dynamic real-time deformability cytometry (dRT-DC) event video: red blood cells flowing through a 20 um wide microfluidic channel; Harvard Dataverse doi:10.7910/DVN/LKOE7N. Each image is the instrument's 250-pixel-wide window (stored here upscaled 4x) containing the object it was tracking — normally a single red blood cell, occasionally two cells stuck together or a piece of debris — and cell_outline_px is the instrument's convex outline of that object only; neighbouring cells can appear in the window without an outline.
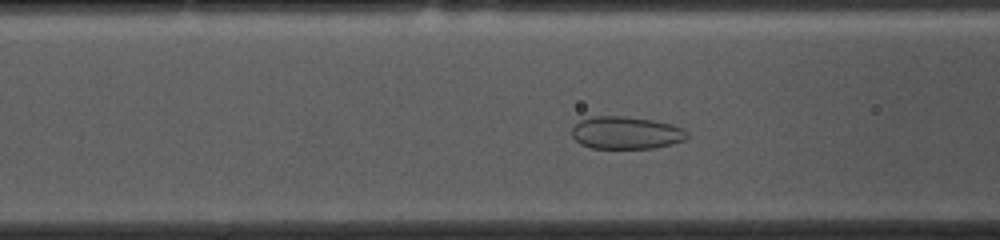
{"species": "common noctule bat (a hibernating species)", "species_latin": "Nyctalus noctula", "temperature_condition": "cold", "stored_images_in_passage": 32, "camera_frame_rate_fps": 3000, "um_per_image_px": 0.085, "animal": {"sex": "female", "body_mass_g": 10.0, "forearm_length_mm": 53.1}, "frame": {"image": 1, "passage_image": 5, "time_ms": 1.333, "image_size_px": [1000, 240], "cell_outline_px": [[688, 136], [684, 140], [672, 144], [652, 148], [592, 148], [580, 144], [572, 136], [572, 128], [580, 120], [592, 116], [624, 116], [652, 120], [672, 124], [684, 128], [688, 132]], "centroid_in_image_um": [53.23, 11.28], "position_along_channel_um": 113.4, "area_um2": 21.91}}
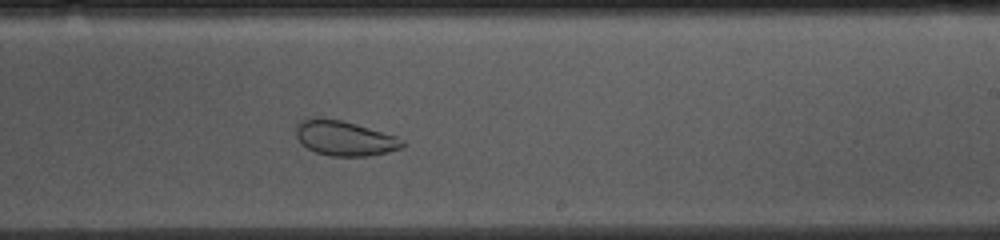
{"frame": {"image": 2, "passage_image": 17, "time_ms": 5.333, "image_size_px": [1000, 240], "cell_outline_px": [[404, 148], [368, 156], [332, 156], [316, 152], [308, 148], [296, 136], [296, 124], [300, 120], [344, 120], [396, 136], [404, 140]], "centroid_in_image_um": [29.35, 11.77], "position_along_channel_um": 259.7, "area_um2": 21.15}}
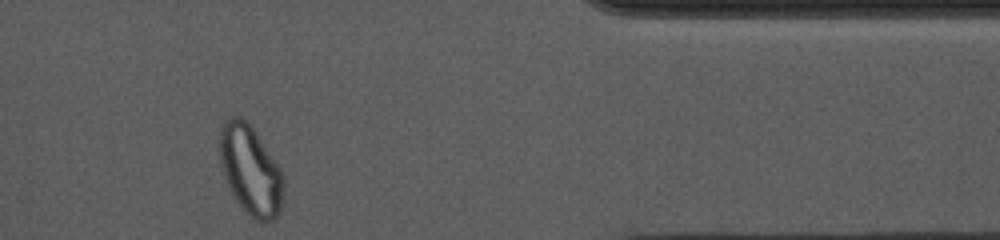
{"frame": {"image": 3, "passage_image": 30, "time_ms": 9.667, "image_size_px": [1000, 240], "cell_outline_px": [[280, 212], [272, 220], [256, 220], [244, 212], [232, 192], [224, 176], [220, 160], [220, 128], [224, 120], [232, 116], [240, 116], [256, 132], [276, 164], [280, 172]], "centroid_in_image_um": [21.22, 14.43], "position_along_channel_um": 390.2, "area_um2": 31.96}}